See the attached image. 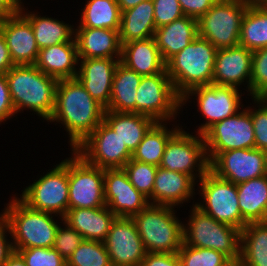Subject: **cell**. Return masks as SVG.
<instances>
[{
  "label": "cell",
  "mask_w": 267,
  "mask_h": 266,
  "mask_svg": "<svg viewBox=\"0 0 267 266\" xmlns=\"http://www.w3.org/2000/svg\"><path fill=\"white\" fill-rule=\"evenodd\" d=\"M105 108L92 98L77 78L58 80L55 108L49 121L61 122L74 150L104 120Z\"/></svg>",
  "instance_id": "obj_1"
},
{
  "label": "cell",
  "mask_w": 267,
  "mask_h": 266,
  "mask_svg": "<svg viewBox=\"0 0 267 266\" xmlns=\"http://www.w3.org/2000/svg\"><path fill=\"white\" fill-rule=\"evenodd\" d=\"M5 76L16 114L27 108L48 121L55 108L58 80L46 75L34 64L14 65Z\"/></svg>",
  "instance_id": "obj_2"
},
{
  "label": "cell",
  "mask_w": 267,
  "mask_h": 266,
  "mask_svg": "<svg viewBox=\"0 0 267 266\" xmlns=\"http://www.w3.org/2000/svg\"><path fill=\"white\" fill-rule=\"evenodd\" d=\"M217 48L199 35L166 63L175 91L182 98L198 86L212 84Z\"/></svg>",
  "instance_id": "obj_3"
},
{
  "label": "cell",
  "mask_w": 267,
  "mask_h": 266,
  "mask_svg": "<svg viewBox=\"0 0 267 266\" xmlns=\"http://www.w3.org/2000/svg\"><path fill=\"white\" fill-rule=\"evenodd\" d=\"M3 211L14 240L13 249L53 248L59 225L51 213L34 210L17 197Z\"/></svg>",
  "instance_id": "obj_4"
},
{
  "label": "cell",
  "mask_w": 267,
  "mask_h": 266,
  "mask_svg": "<svg viewBox=\"0 0 267 266\" xmlns=\"http://www.w3.org/2000/svg\"><path fill=\"white\" fill-rule=\"evenodd\" d=\"M174 207L149 204L132 218L146 252L177 253L183 243V225Z\"/></svg>",
  "instance_id": "obj_5"
},
{
  "label": "cell",
  "mask_w": 267,
  "mask_h": 266,
  "mask_svg": "<svg viewBox=\"0 0 267 266\" xmlns=\"http://www.w3.org/2000/svg\"><path fill=\"white\" fill-rule=\"evenodd\" d=\"M187 227L183 225V243L208 248L227 255L234 263L241 256V230L216 221L195 205L192 206Z\"/></svg>",
  "instance_id": "obj_6"
},
{
  "label": "cell",
  "mask_w": 267,
  "mask_h": 266,
  "mask_svg": "<svg viewBox=\"0 0 267 266\" xmlns=\"http://www.w3.org/2000/svg\"><path fill=\"white\" fill-rule=\"evenodd\" d=\"M250 2L218 0L198 20V35L217 49L238 46L242 19Z\"/></svg>",
  "instance_id": "obj_7"
},
{
  "label": "cell",
  "mask_w": 267,
  "mask_h": 266,
  "mask_svg": "<svg viewBox=\"0 0 267 266\" xmlns=\"http://www.w3.org/2000/svg\"><path fill=\"white\" fill-rule=\"evenodd\" d=\"M28 207L63 217L69 209L68 159L25 188L20 197Z\"/></svg>",
  "instance_id": "obj_8"
},
{
  "label": "cell",
  "mask_w": 267,
  "mask_h": 266,
  "mask_svg": "<svg viewBox=\"0 0 267 266\" xmlns=\"http://www.w3.org/2000/svg\"><path fill=\"white\" fill-rule=\"evenodd\" d=\"M204 204L195 206L216 221L242 230L247 223L243 220L239 208L237 185L222 179L208 170L199 180Z\"/></svg>",
  "instance_id": "obj_9"
},
{
  "label": "cell",
  "mask_w": 267,
  "mask_h": 266,
  "mask_svg": "<svg viewBox=\"0 0 267 266\" xmlns=\"http://www.w3.org/2000/svg\"><path fill=\"white\" fill-rule=\"evenodd\" d=\"M135 97L136 113L156 122L174 119L182 108L181 97L175 91L166 69L155 75L142 76Z\"/></svg>",
  "instance_id": "obj_10"
},
{
  "label": "cell",
  "mask_w": 267,
  "mask_h": 266,
  "mask_svg": "<svg viewBox=\"0 0 267 266\" xmlns=\"http://www.w3.org/2000/svg\"><path fill=\"white\" fill-rule=\"evenodd\" d=\"M68 158L69 209L101 208L104 199V169L89 164L75 150Z\"/></svg>",
  "instance_id": "obj_11"
},
{
  "label": "cell",
  "mask_w": 267,
  "mask_h": 266,
  "mask_svg": "<svg viewBox=\"0 0 267 266\" xmlns=\"http://www.w3.org/2000/svg\"><path fill=\"white\" fill-rule=\"evenodd\" d=\"M200 138V139H199ZM159 167L174 172H182L196 180L198 172L199 180L209 170V161L206 155L203 135H190L179 129L166 145ZM197 167V170L196 168Z\"/></svg>",
  "instance_id": "obj_12"
},
{
  "label": "cell",
  "mask_w": 267,
  "mask_h": 266,
  "mask_svg": "<svg viewBox=\"0 0 267 266\" xmlns=\"http://www.w3.org/2000/svg\"><path fill=\"white\" fill-rule=\"evenodd\" d=\"M209 170L234 184L267 175V152L257 148L206 153Z\"/></svg>",
  "instance_id": "obj_13"
},
{
  "label": "cell",
  "mask_w": 267,
  "mask_h": 266,
  "mask_svg": "<svg viewBox=\"0 0 267 266\" xmlns=\"http://www.w3.org/2000/svg\"><path fill=\"white\" fill-rule=\"evenodd\" d=\"M74 150L101 169H122L132 158L118 133L104 120Z\"/></svg>",
  "instance_id": "obj_14"
},
{
  "label": "cell",
  "mask_w": 267,
  "mask_h": 266,
  "mask_svg": "<svg viewBox=\"0 0 267 266\" xmlns=\"http://www.w3.org/2000/svg\"><path fill=\"white\" fill-rule=\"evenodd\" d=\"M238 91L235 87L210 84L193 88L181 98V105H184L194 94L201 113L207 119L197 129V134L203 135L215 123L238 112L241 106V95Z\"/></svg>",
  "instance_id": "obj_15"
},
{
  "label": "cell",
  "mask_w": 267,
  "mask_h": 266,
  "mask_svg": "<svg viewBox=\"0 0 267 266\" xmlns=\"http://www.w3.org/2000/svg\"><path fill=\"white\" fill-rule=\"evenodd\" d=\"M206 153L255 148L250 112L245 108L211 126L204 134Z\"/></svg>",
  "instance_id": "obj_16"
},
{
  "label": "cell",
  "mask_w": 267,
  "mask_h": 266,
  "mask_svg": "<svg viewBox=\"0 0 267 266\" xmlns=\"http://www.w3.org/2000/svg\"><path fill=\"white\" fill-rule=\"evenodd\" d=\"M104 245L112 266H141L147 253L132 217H116Z\"/></svg>",
  "instance_id": "obj_17"
},
{
  "label": "cell",
  "mask_w": 267,
  "mask_h": 266,
  "mask_svg": "<svg viewBox=\"0 0 267 266\" xmlns=\"http://www.w3.org/2000/svg\"><path fill=\"white\" fill-rule=\"evenodd\" d=\"M104 199L117 217H133L150 204L123 169H104Z\"/></svg>",
  "instance_id": "obj_18"
},
{
  "label": "cell",
  "mask_w": 267,
  "mask_h": 266,
  "mask_svg": "<svg viewBox=\"0 0 267 266\" xmlns=\"http://www.w3.org/2000/svg\"><path fill=\"white\" fill-rule=\"evenodd\" d=\"M0 31L4 35L14 65H32L37 61L39 48L29 20L18 11L13 16L0 21Z\"/></svg>",
  "instance_id": "obj_19"
},
{
  "label": "cell",
  "mask_w": 267,
  "mask_h": 266,
  "mask_svg": "<svg viewBox=\"0 0 267 266\" xmlns=\"http://www.w3.org/2000/svg\"><path fill=\"white\" fill-rule=\"evenodd\" d=\"M252 73V51L243 46L217 49L212 84L231 86L238 89L247 82L250 92Z\"/></svg>",
  "instance_id": "obj_20"
},
{
  "label": "cell",
  "mask_w": 267,
  "mask_h": 266,
  "mask_svg": "<svg viewBox=\"0 0 267 266\" xmlns=\"http://www.w3.org/2000/svg\"><path fill=\"white\" fill-rule=\"evenodd\" d=\"M81 65L76 78L94 100L105 109L111 98L112 81L120 58L79 59Z\"/></svg>",
  "instance_id": "obj_21"
},
{
  "label": "cell",
  "mask_w": 267,
  "mask_h": 266,
  "mask_svg": "<svg viewBox=\"0 0 267 266\" xmlns=\"http://www.w3.org/2000/svg\"><path fill=\"white\" fill-rule=\"evenodd\" d=\"M75 42L79 59L121 58L119 30L77 27Z\"/></svg>",
  "instance_id": "obj_22"
},
{
  "label": "cell",
  "mask_w": 267,
  "mask_h": 266,
  "mask_svg": "<svg viewBox=\"0 0 267 266\" xmlns=\"http://www.w3.org/2000/svg\"><path fill=\"white\" fill-rule=\"evenodd\" d=\"M195 184V180L185 173L158 166L150 204L173 207L183 204L193 197Z\"/></svg>",
  "instance_id": "obj_23"
},
{
  "label": "cell",
  "mask_w": 267,
  "mask_h": 266,
  "mask_svg": "<svg viewBox=\"0 0 267 266\" xmlns=\"http://www.w3.org/2000/svg\"><path fill=\"white\" fill-rule=\"evenodd\" d=\"M117 216L107 207L68 209L63 221L75 229L84 240L104 242Z\"/></svg>",
  "instance_id": "obj_24"
},
{
  "label": "cell",
  "mask_w": 267,
  "mask_h": 266,
  "mask_svg": "<svg viewBox=\"0 0 267 266\" xmlns=\"http://www.w3.org/2000/svg\"><path fill=\"white\" fill-rule=\"evenodd\" d=\"M120 63L142 76L155 75L166 69L154 37L123 44Z\"/></svg>",
  "instance_id": "obj_25"
},
{
  "label": "cell",
  "mask_w": 267,
  "mask_h": 266,
  "mask_svg": "<svg viewBox=\"0 0 267 266\" xmlns=\"http://www.w3.org/2000/svg\"><path fill=\"white\" fill-rule=\"evenodd\" d=\"M79 61L76 42H66L40 49L34 65L46 75L61 80L76 78L75 66Z\"/></svg>",
  "instance_id": "obj_26"
},
{
  "label": "cell",
  "mask_w": 267,
  "mask_h": 266,
  "mask_svg": "<svg viewBox=\"0 0 267 266\" xmlns=\"http://www.w3.org/2000/svg\"><path fill=\"white\" fill-rule=\"evenodd\" d=\"M198 36V20L183 16L168 25L156 28L154 39L162 59L167 63Z\"/></svg>",
  "instance_id": "obj_27"
},
{
  "label": "cell",
  "mask_w": 267,
  "mask_h": 266,
  "mask_svg": "<svg viewBox=\"0 0 267 266\" xmlns=\"http://www.w3.org/2000/svg\"><path fill=\"white\" fill-rule=\"evenodd\" d=\"M104 121L121 138L123 144L133 154L146 133L156 121L146 115L105 110Z\"/></svg>",
  "instance_id": "obj_28"
},
{
  "label": "cell",
  "mask_w": 267,
  "mask_h": 266,
  "mask_svg": "<svg viewBox=\"0 0 267 266\" xmlns=\"http://www.w3.org/2000/svg\"><path fill=\"white\" fill-rule=\"evenodd\" d=\"M237 192L243 220L267 222V175L237 184Z\"/></svg>",
  "instance_id": "obj_29"
},
{
  "label": "cell",
  "mask_w": 267,
  "mask_h": 266,
  "mask_svg": "<svg viewBox=\"0 0 267 266\" xmlns=\"http://www.w3.org/2000/svg\"><path fill=\"white\" fill-rule=\"evenodd\" d=\"M156 30L152 0L139 3L134 8L122 11L119 30L121 44L144 40L154 36Z\"/></svg>",
  "instance_id": "obj_30"
},
{
  "label": "cell",
  "mask_w": 267,
  "mask_h": 266,
  "mask_svg": "<svg viewBox=\"0 0 267 266\" xmlns=\"http://www.w3.org/2000/svg\"><path fill=\"white\" fill-rule=\"evenodd\" d=\"M142 75L118 63L112 81L111 98L105 110L136 113V90Z\"/></svg>",
  "instance_id": "obj_31"
},
{
  "label": "cell",
  "mask_w": 267,
  "mask_h": 266,
  "mask_svg": "<svg viewBox=\"0 0 267 266\" xmlns=\"http://www.w3.org/2000/svg\"><path fill=\"white\" fill-rule=\"evenodd\" d=\"M239 45L251 51L267 47V2H250L242 19Z\"/></svg>",
  "instance_id": "obj_32"
},
{
  "label": "cell",
  "mask_w": 267,
  "mask_h": 266,
  "mask_svg": "<svg viewBox=\"0 0 267 266\" xmlns=\"http://www.w3.org/2000/svg\"><path fill=\"white\" fill-rule=\"evenodd\" d=\"M19 11L29 20L39 49L66 42H75L73 26L54 18L38 16L32 12L23 13L25 10L21 4Z\"/></svg>",
  "instance_id": "obj_33"
},
{
  "label": "cell",
  "mask_w": 267,
  "mask_h": 266,
  "mask_svg": "<svg viewBox=\"0 0 267 266\" xmlns=\"http://www.w3.org/2000/svg\"><path fill=\"white\" fill-rule=\"evenodd\" d=\"M239 266H267V222L248 223L241 230Z\"/></svg>",
  "instance_id": "obj_34"
},
{
  "label": "cell",
  "mask_w": 267,
  "mask_h": 266,
  "mask_svg": "<svg viewBox=\"0 0 267 266\" xmlns=\"http://www.w3.org/2000/svg\"><path fill=\"white\" fill-rule=\"evenodd\" d=\"M166 124L156 122L146 133L137 149L132 154V159L159 166L168 143V140L180 129L175 127L173 130L167 129Z\"/></svg>",
  "instance_id": "obj_35"
},
{
  "label": "cell",
  "mask_w": 267,
  "mask_h": 266,
  "mask_svg": "<svg viewBox=\"0 0 267 266\" xmlns=\"http://www.w3.org/2000/svg\"><path fill=\"white\" fill-rule=\"evenodd\" d=\"M78 27L120 30L121 10L117 0H88Z\"/></svg>",
  "instance_id": "obj_36"
},
{
  "label": "cell",
  "mask_w": 267,
  "mask_h": 266,
  "mask_svg": "<svg viewBox=\"0 0 267 266\" xmlns=\"http://www.w3.org/2000/svg\"><path fill=\"white\" fill-rule=\"evenodd\" d=\"M181 266H232L234 262L224 253L182 243L177 252Z\"/></svg>",
  "instance_id": "obj_37"
},
{
  "label": "cell",
  "mask_w": 267,
  "mask_h": 266,
  "mask_svg": "<svg viewBox=\"0 0 267 266\" xmlns=\"http://www.w3.org/2000/svg\"><path fill=\"white\" fill-rule=\"evenodd\" d=\"M66 266H112L104 242L83 240L66 261Z\"/></svg>",
  "instance_id": "obj_38"
},
{
  "label": "cell",
  "mask_w": 267,
  "mask_h": 266,
  "mask_svg": "<svg viewBox=\"0 0 267 266\" xmlns=\"http://www.w3.org/2000/svg\"><path fill=\"white\" fill-rule=\"evenodd\" d=\"M128 176L131 184L148 198L149 203L152 200V192L155 181V175L158 167L152 164L142 163L132 158L122 168Z\"/></svg>",
  "instance_id": "obj_39"
},
{
  "label": "cell",
  "mask_w": 267,
  "mask_h": 266,
  "mask_svg": "<svg viewBox=\"0 0 267 266\" xmlns=\"http://www.w3.org/2000/svg\"><path fill=\"white\" fill-rule=\"evenodd\" d=\"M250 95L253 99L267 97V47L252 51Z\"/></svg>",
  "instance_id": "obj_40"
},
{
  "label": "cell",
  "mask_w": 267,
  "mask_h": 266,
  "mask_svg": "<svg viewBox=\"0 0 267 266\" xmlns=\"http://www.w3.org/2000/svg\"><path fill=\"white\" fill-rule=\"evenodd\" d=\"M13 250L22 256L26 266H66V260L54 248L33 247Z\"/></svg>",
  "instance_id": "obj_41"
},
{
  "label": "cell",
  "mask_w": 267,
  "mask_h": 266,
  "mask_svg": "<svg viewBox=\"0 0 267 266\" xmlns=\"http://www.w3.org/2000/svg\"><path fill=\"white\" fill-rule=\"evenodd\" d=\"M254 102L259 104L258 109L255 110L248 107L247 110L250 112L252 118L255 148L267 152V99L254 98Z\"/></svg>",
  "instance_id": "obj_42"
},
{
  "label": "cell",
  "mask_w": 267,
  "mask_h": 266,
  "mask_svg": "<svg viewBox=\"0 0 267 266\" xmlns=\"http://www.w3.org/2000/svg\"><path fill=\"white\" fill-rule=\"evenodd\" d=\"M64 226L57 228L53 248L67 261L74 250L83 242L84 238L75 229L63 221Z\"/></svg>",
  "instance_id": "obj_43"
},
{
  "label": "cell",
  "mask_w": 267,
  "mask_h": 266,
  "mask_svg": "<svg viewBox=\"0 0 267 266\" xmlns=\"http://www.w3.org/2000/svg\"><path fill=\"white\" fill-rule=\"evenodd\" d=\"M156 28L172 23L184 16L178 0H152Z\"/></svg>",
  "instance_id": "obj_44"
},
{
  "label": "cell",
  "mask_w": 267,
  "mask_h": 266,
  "mask_svg": "<svg viewBox=\"0 0 267 266\" xmlns=\"http://www.w3.org/2000/svg\"><path fill=\"white\" fill-rule=\"evenodd\" d=\"M185 16L199 20L218 0H178Z\"/></svg>",
  "instance_id": "obj_45"
},
{
  "label": "cell",
  "mask_w": 267,
  "mask_h": 266,
  "mask_svg": "<svg viewBox=\"0 0 267 266\" xmlns=\"http://www.w3.org/2000/svg\"><path fill=\"white\" fill-rule=\"evenodd\" d=\"M16 114L5 74H0V122Z\"/></svg>",
  "instance_id": "obj_46"
},
{
  "label": "cell",
  "mask_w": 267,
  "mask_h": 266,
  "mask_svg": "<svg viewBox=\"0 0 267 266\" xmlns=\"http://www.w3.org/2000/svg\"><path fill=\"white\" fill-rule=\"evenodd\" d=\"M141 266H181V264L177 253L147 252Z\"/></svg>",
  "instance_id": "obj_47"
},
{
  "label": "cell",
  "mask_w": 267,
  "mask_h": 266,
  "mask_svg": "<svg viewBox=\"0 0 267 266\" xmlns=\"http://www.w3.org/2000/svg\"><path fill=\"white\" fill-rule=\"evenodd\" d=\"M7 231L11 233L9 224L2 214H0V266H3L9 255L14 251L12 242L6 238Z\"/></svg>",
  "instance_id": "obj_48"
},
{
  "label": "cell",
  "mask_w": 267,
  "mask_h": 266,
  "mask_svg": "<svg viewBox=\"0 0 267 266\" xmlns=\"http://www.w3.org/2000/svg\"><path fill=\"white\" fill-rule=\"evenodd\" d=\"M13 66L6 39L0 31V74H5Z\"/></svg>",
  "instance_id": "obj_49"
},
{
  "label": "cell",
  "mask_w": 267,
  "mask_h": 266,
  "mask_svg": "<svg viewBox=\"0 0 267 266\" xmlns=\"http://www.w3.org/2000/svg\"><path fill=\"white\" fill-rule=\"evenodd\" d=\"M19 0H0V21L13 16L19 11Z\"/></svg>",
  "instance_id": "obj_50"
},
{
  "label": "cell",
  "mask_w": 267,
  "mask_h": 266,
  "mask_svg": "<svg viewBox=\"0 0 267 266\" xmlns=\"http://www.w3.org/2000/svg\"><path fill=\"white\" fill-rule=\"evenodd\" d=\"M3 266H26V263L17 251H13Z\"/></svg>",
  "instance_id": "obj_51"
},
{
  "label": "cell",
  "mask_w": 267,
  "mask_h": 266,
  "mask_svg": "<svg viewBox=\"0 0 267 266\" xmlns=\"http://www.w3.org/2000/svg\"><path fill=\"white\" fill-rule=\"evenodd\" d=\"M146 1V0H117L118 6L122 11H126L128 9L134 8L139 3Z\"/></svg>",
  "instance_id": "obj_52"
},
{
  "label": "cell",
  "mask_w": 267,
  "mask_h": 266,
  "mask_svg": "<svg viewBox=\"0 0 267 266\" xmlns=\"http://www.w3.org/2000/svg\"><path fill=\"white\" fill-rule=\"evenodd\" d=\"M250 1H256V2H267V0H250Z\"/></svg>",
  "instance_id": "obj_53"
},
{
  "label": "cell",
  "mask_w": 267,
  "mask_h": 266,
  "mask_svg": "<svg viewBox=\"0 0 267 266\" xmlns=\"http://www.w3.org/2000/svg\"><path fill=\"white\" fill-rule=\"evenodd\" d=\"M232 266H239V264L238 263H234Z\"/></svg>",
  "instance_id": "obj_54"
}]
</instances>
